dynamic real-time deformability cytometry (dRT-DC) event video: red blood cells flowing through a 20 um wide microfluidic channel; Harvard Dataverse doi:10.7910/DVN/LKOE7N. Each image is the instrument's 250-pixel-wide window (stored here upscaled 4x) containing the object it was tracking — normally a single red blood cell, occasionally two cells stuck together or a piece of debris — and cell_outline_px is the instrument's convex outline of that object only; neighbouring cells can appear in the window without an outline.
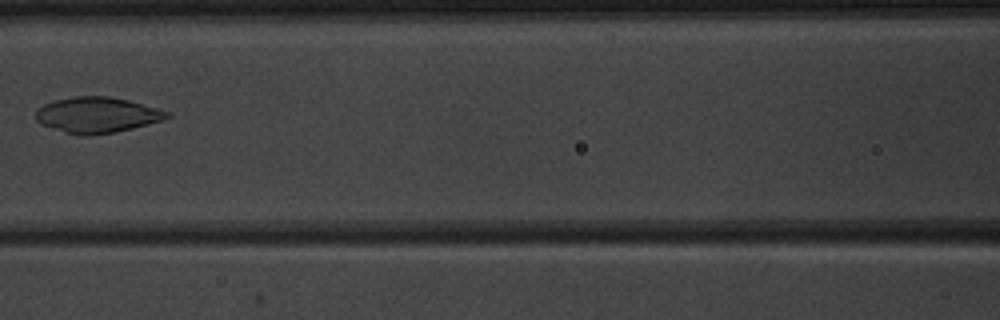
{"species": "common noctule bat (a hibernating species)", "species_latin": "Nyctalus noctula", "temperature_condition": "warm", "stored_images_in_passage": 7, "camera_frame_rate_fps": 3000, "um_per_image_px": 0.085, "animal": {"sex": "male", "body_mass_g": 20.1, "forearm_length_mm": 53.5}, "frame": {"image": 1, "passage_image": 7, "time_ms": 8.0, "image_size_px": [1000, 320], "cell_outline_px": [[172, 116], [164, 120], [116, 132], [84, 136], [80, 136], [64, 132], [40, 124], [36, 120], [36, 108], [44, 104], [56, 100], [76, 96], [108, 96], [128, 100], [172, 112]], "centroid_in_image_um": [8.26, 9.78], "position_along_channel_um": 158.3, "area_um2": 27.46}}